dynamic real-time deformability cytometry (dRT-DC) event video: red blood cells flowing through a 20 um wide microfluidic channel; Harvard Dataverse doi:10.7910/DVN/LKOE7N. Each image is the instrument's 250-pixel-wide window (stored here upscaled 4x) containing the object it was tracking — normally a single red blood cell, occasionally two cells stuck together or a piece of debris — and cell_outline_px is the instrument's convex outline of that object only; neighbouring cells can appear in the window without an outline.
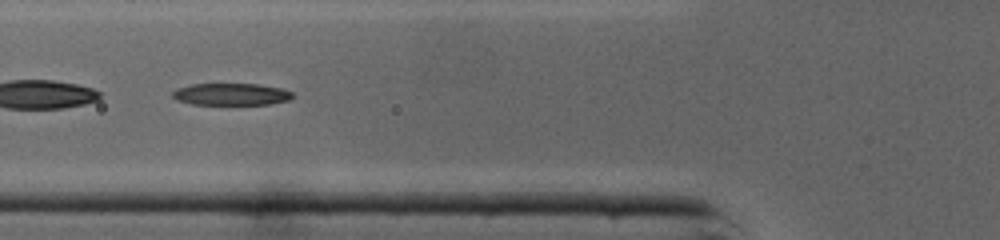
{"species": "common noctule bat (a hibernating species)", "species_latin": "Nyctalus noctula", "temperature_condition": "cold", "stored_images_in_passage": 44, "segment_of_instrument_passage": [2, 2], "camera_frame_rate_fps": 3000, "um_per_image_px": 0.085, "animal": {"sex": "male", "body_mass_g": 19.0, "forearm_length_mm": 50.8}, "frame": {"image": 1, "passage_image": 16, "time_ms": 5.0, "image_size_px": [1000, 240], "cell_outline_px": [[292, 96], [288, 100], [268, 104], [192, 104], [176, 100], [172, 96], [172, 92], [176, 88], [192, 84], [260, 84], [280, 88], [292, 92]], "centroid_in_image_um": [19.6, 8.0], "position_along_channel_um": 106.2, "area_um2": 15.26}}
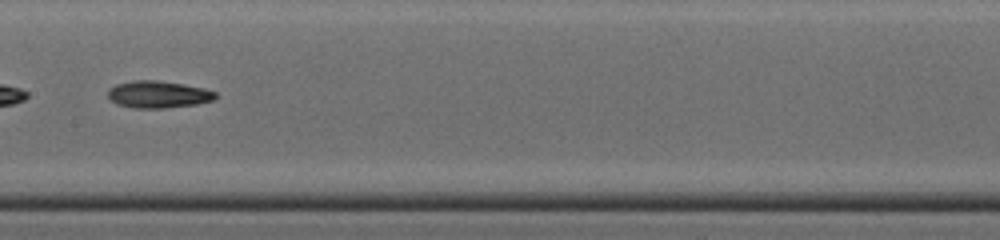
{"frame": {"image": 2, "passage_image": 22, "time_ms": 7.0, "image_size_px": [1000, 240], "cell_outline_px": [[216, 96], [212, 100], [196, 104], [164, 108], [136, 108], [120, 104], [112, 100], [108, 96], [108, 88], [116, 84], [132, 80], [156, 80], [184, 84], [204, 88], [216, 92]], "centroid_in_image_um": [13.44, 8.01], "position_along_channel_um": 194.0, "area_um2": 16.82}}
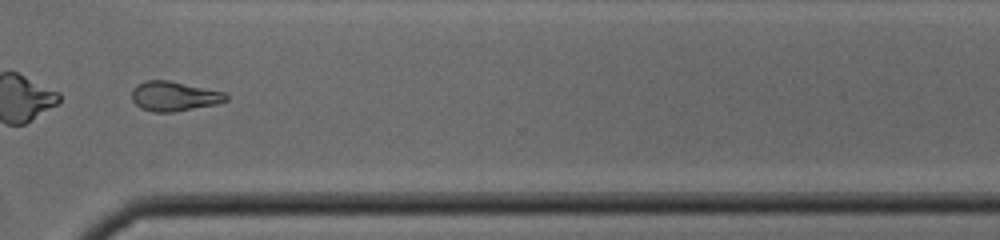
{"frame": {"image": 3, "passage_image": 33, "time_ms": 10.667, "image_size_px": [1000, 240], "cell_outline_px": [[228, 100], [216, 104], [172, 112], [152, 112], [140, 108], [132, 100], [132, 88], [136, 84], [144, 80], [168, 80], [224, 92], [228, 96]], "centroid_in_image_um": [14.76, 8.17], "position_along_channel_um": 355.8, "area_um2": 16.3}}